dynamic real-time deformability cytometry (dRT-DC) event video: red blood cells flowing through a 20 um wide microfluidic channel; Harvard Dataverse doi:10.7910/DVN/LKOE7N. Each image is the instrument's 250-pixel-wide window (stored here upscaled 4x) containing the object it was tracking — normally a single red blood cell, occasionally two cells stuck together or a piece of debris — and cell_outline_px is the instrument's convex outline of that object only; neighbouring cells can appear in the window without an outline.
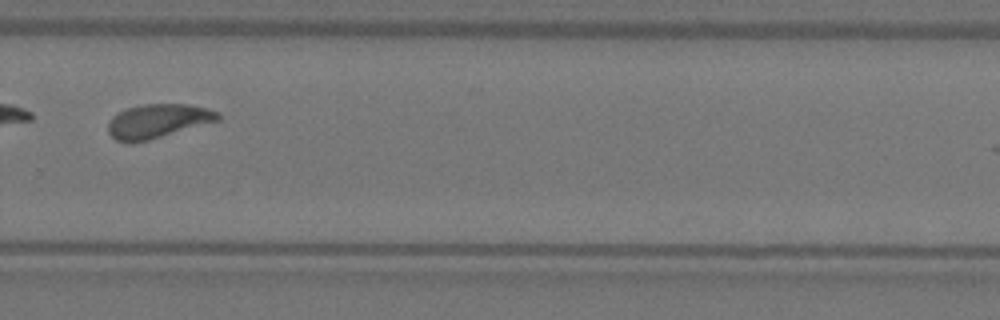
{"species": "Egyptian fruit bat (a non-hibernating species)", "species_latin": "Rousettus aegyptiacus", "temperature_condition": "warm", "stored_images_in_passage": 33, "camera_frame_rate_fps": 3000, "um_per_image_px": 0.085, "animal": {"sex": "female"}, "frame": {"image": 1, "passage_image": 19, "time_ms": 6.0, "image_size_px": [1000, 320], "cell_outline_px": [[220, 120], [148, 140], [128, 144], [116, 140], [108, 132], [108, 124], [112, 116], [128, 108], [144, 104], [188, 104], [220, 112]], "centroid_in_image_um": [13.4, 10.3], "position_along_channel_um": 316.4, "area_um2": 21.62}}